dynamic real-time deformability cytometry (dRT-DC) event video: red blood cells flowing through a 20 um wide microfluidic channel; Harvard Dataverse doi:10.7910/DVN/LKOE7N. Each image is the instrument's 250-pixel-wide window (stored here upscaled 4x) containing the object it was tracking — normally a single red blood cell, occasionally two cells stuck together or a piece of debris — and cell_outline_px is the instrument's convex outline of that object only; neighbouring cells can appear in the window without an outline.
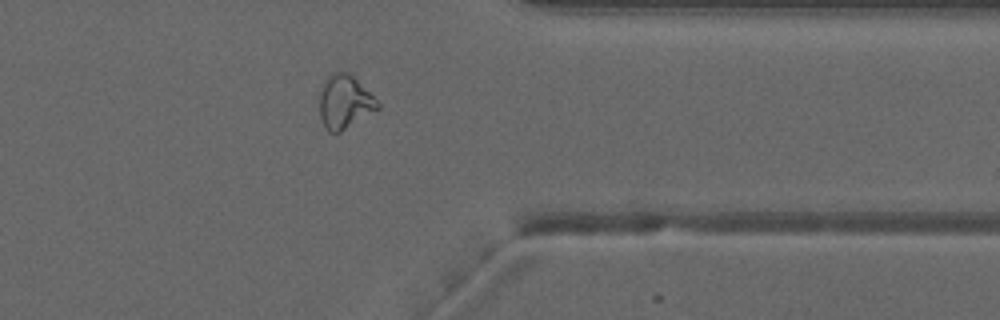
{"species": "common noctule bat (a hibernating species)", "species_latin": "Nyctalus noctula", "temperature_condition": "warm", "stored_images_in_passage": 36, "camera_frame_rate_fps": 3000, "um_per_image_px": 0.085, "animal": {"sex": "male", "forearm_length_mm": 52.5}, "frame": {"image": 1, "passage_image": 26, "time_ms": 8.333, "image_size_px": [1000, 320], "cell_outline_px": [[380, 108], [340, 132], [328, 132], [324, 128], [320, 116], [320, 88], [324, 80], [332, 72], [340, 68], [348, 72], [380, 104]], "centroid_in_image_um": [29.25, 8.64], "position_along_channel_um": 382.2, "area_um2": 18.15}, "authors_computed_cell_mechanics": {"area_um2": 18.3515, "velocity_mm_per_s": 3.9939, "shape_relaxation_time_tau1_ms": null, "shape_relaxation_time_tau2_ms": 2.7442, "deformation_change_tau1": null, "deformation_change_tau2": 0.0897}}